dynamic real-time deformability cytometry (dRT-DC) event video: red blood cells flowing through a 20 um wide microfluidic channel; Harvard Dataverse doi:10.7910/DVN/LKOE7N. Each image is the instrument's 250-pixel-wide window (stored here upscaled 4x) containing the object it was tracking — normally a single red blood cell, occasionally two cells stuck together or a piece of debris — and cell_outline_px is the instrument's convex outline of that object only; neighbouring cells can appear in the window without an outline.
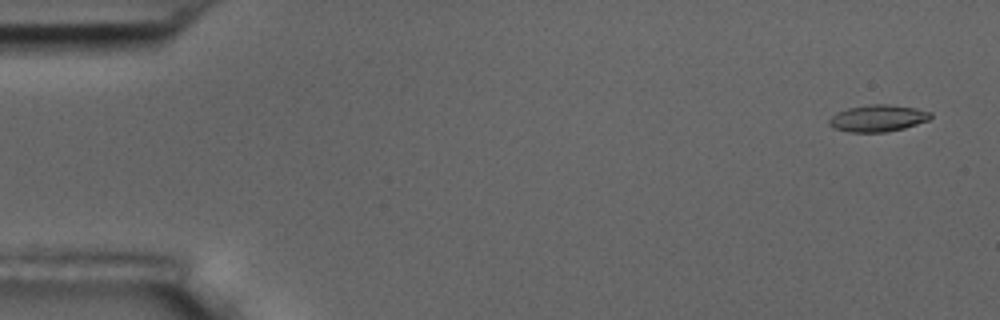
{"species": "common noctule bat (a hibernating species)", "species_latin": "Nyctalus noctula", "temperature_condition": "room temperature", "stored_images_in_passage": 4, "camera_frame_rate_fps": 3000, "um_per_image_px": 0.085, "animal": {"sex": "male", "body_mass_g": 17.5, "forearm_length_mm": 52.3}, "frame": {"image": 1, "passage_image": 1, "time_ms": 0.0, "image_size_px": [1000, 320], "cell_outline_px": [[932, 116], [928, 120], [904, 128], [884, 132], [848, 132], [832, 128], [828, 124], [828, 120], [836, 112], [848, 108], [872, 104], [888, 104], [916, 108], [932, 112]], "centroid_in_image_um": [74.59, 10.05], "position_along_channel_um": 10.4, "area_um2": 15.9}}